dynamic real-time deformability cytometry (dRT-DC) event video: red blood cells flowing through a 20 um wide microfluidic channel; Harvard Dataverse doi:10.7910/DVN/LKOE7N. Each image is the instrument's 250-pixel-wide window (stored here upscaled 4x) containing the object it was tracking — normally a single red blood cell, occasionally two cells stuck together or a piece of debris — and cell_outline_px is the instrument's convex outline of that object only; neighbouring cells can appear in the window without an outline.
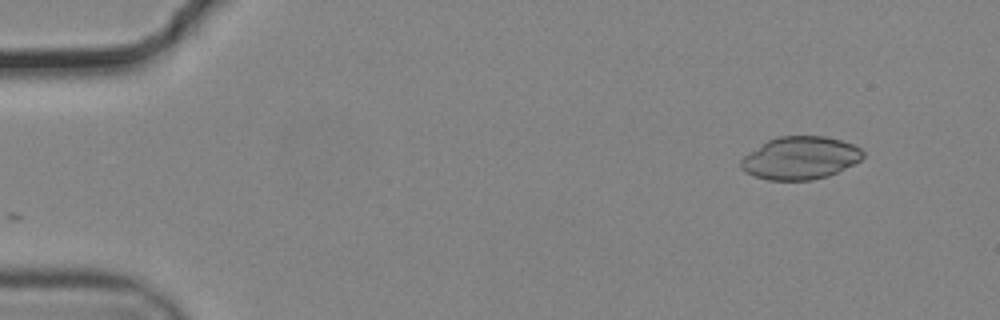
{"species": "common noctule bat (a hibernating species)", "species_latin": "Nyctalus noctula", "temperature_condition": "cold", "stored_images_in_passage": 40, "camera_frame_rate_fps": 3000, "um_per_image_px": 0.085, "animal": {"sex": "male", "body_mass_g": 19.2, "forearm_length_mm": 51.8}, "frame": {"image": 1, "passage_image": 1, "time_ms": 0.0, "image_size_px": [1000, 320], "cell_outline_px": [[864, 156], [860, 160], [828, 176], [812, 180], [768, 180], [744, 172], [740, 168], [740, 160], [744, 156], [768, 140], [780, 136], [824, 136], [840, 140], [852, 144], [860, 148], [864, 152]], "centroid_in_image_um": [68.0, 13.43], "position_along_channel_um": 17.0, "area_um2": 30.17}}